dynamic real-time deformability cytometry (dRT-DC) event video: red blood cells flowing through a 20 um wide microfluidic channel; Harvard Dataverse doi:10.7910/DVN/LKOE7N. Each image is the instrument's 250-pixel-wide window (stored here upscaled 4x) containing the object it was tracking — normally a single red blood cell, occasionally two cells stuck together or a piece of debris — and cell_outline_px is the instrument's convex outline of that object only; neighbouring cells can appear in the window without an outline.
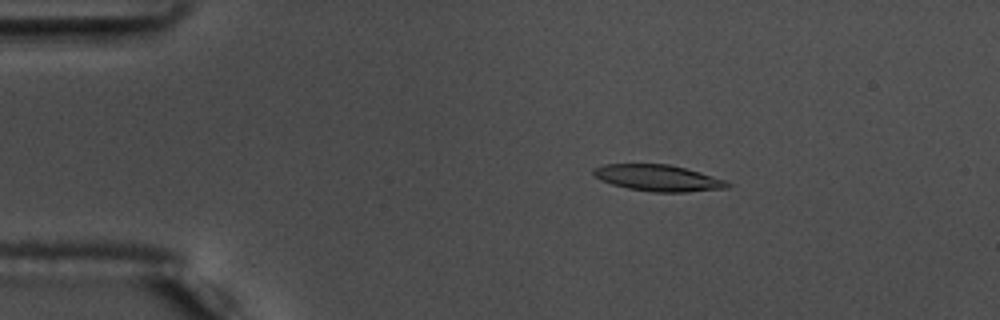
{"species": "common noctule bat (a hibernating species)", "species_latin": "Nyctalus noctula", "temperature_condition": "warm", "stored_images_in_passage": 3, "camera_frame_rate_fps": 3000, "um_per_image_px": 0.085, "animal": {"sex": "male", "body_mass_g": 17.5, "forearm_length_mm": 52.3}, "frame": {"image": 1, "passage_image": 2, "time_ms": 0.333, "image_size_px": [1000, 320], "cell_outline_px": [[732, 184], [728, 188], [688, 192], [652, 192], [628, 188], [612, 184], [600, 180], [592, 172], [592, 168], [604, 164], [668, 164], [700, 172], [728, 180]], "centroid_in_image_um": [55.97, 15.13], "position_along_channel_um": 29.0, "area_um2": 20.69}}